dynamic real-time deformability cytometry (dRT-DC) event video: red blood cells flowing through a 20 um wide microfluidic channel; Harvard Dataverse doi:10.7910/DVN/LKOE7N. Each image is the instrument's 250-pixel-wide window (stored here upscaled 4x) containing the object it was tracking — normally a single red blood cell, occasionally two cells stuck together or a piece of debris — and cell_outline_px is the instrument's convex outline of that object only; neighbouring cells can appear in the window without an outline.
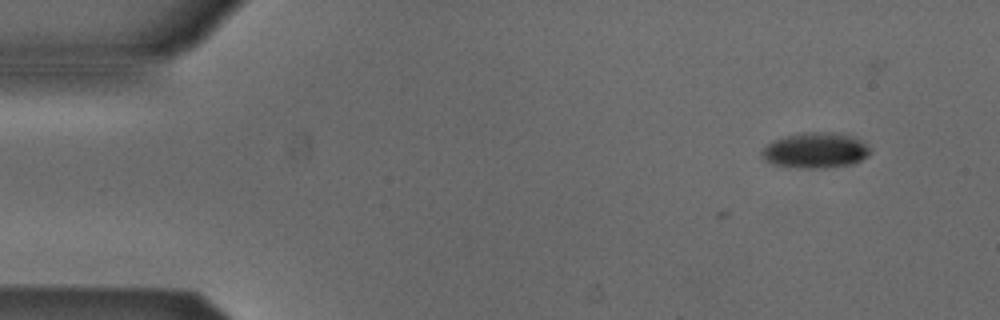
{"species": "Egyptian fruit bat (a non-hibernating species)", "species_latin": "Rousettus aegyptiacus", "temperature_condition": "cold", "stored_images_in_passage": 3, "camera_frame_rate_fps": 3000, "um_per_image_px": 0.085, "animal": {"sex": "male"}, "frame": {"image": 1, "passage_image": 3, "time_ms": 0.667, "image_size_px": [1000, 320], "cell_outline_px": [[872, 152], [868, 156], [852, 164], [828, 168], [796, 168], [772, 164], [764, 160], [760, 156], [760, 152], [772, 140], [788, 136], [812, 132], [836, 132], [860, 140], [872, 148]], "centroid_in_image_um": [69.31, 12.8], "position_along_channel_um": 15.7, "area_um2": 22.48}}